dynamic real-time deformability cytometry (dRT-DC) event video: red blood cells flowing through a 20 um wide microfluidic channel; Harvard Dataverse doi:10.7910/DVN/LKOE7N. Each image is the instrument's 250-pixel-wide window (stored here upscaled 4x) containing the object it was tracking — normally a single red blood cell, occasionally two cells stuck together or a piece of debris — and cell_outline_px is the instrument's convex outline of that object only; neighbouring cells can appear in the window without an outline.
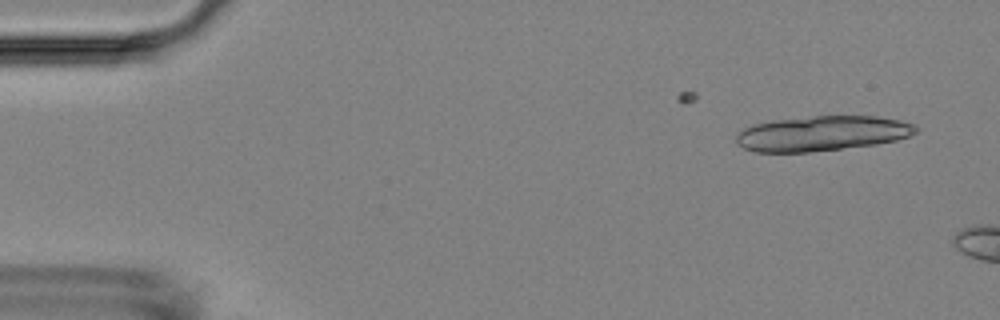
{"species": "Egyptian fruit bat (a non-hibernating species)", "species_latin": "Rousettus aegyptiacus", "temperature_condition": "room temperature", "stored_images_in_passage": 7, "camera_frame_rate_fps": 3000, "um_per_image_px": 0.085, "animal": {"sex": "female"}, "frame": {"image": 1, "passage_image": 2, "time_ms": 0.333, "image_size_px": [1000, 320], "cell_outline_px": [[920, 128], [916, 132], [908, 136], [896, 140], [876, 144], [808, 152], [756, 152], [744, 148], [736, 144], [736, 132], [752, 124], [772, 120], [812, 116], [876, 116], [900, 120], [916, 124]], "centroid_in_image_um": [69.85, 11.33], "position_along_channel_um": 15.1, "area_um2": 36.88}}